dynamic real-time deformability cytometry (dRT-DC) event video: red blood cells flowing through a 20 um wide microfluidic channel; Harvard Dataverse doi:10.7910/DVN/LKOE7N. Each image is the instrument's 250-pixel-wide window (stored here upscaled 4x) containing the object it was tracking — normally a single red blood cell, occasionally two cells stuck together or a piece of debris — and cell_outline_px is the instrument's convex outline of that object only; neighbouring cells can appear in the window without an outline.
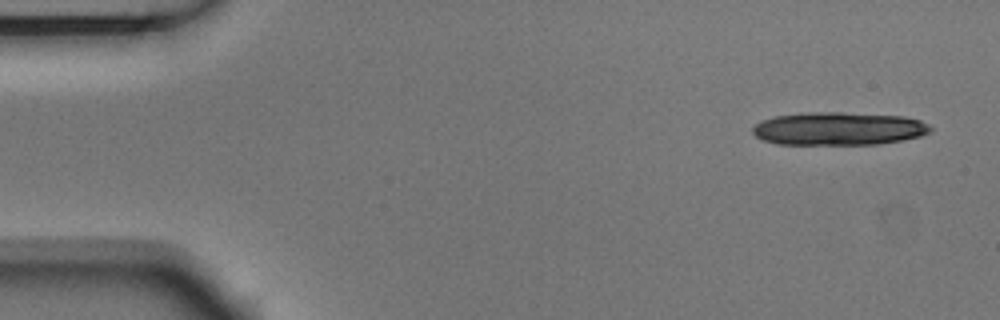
{"species": "Egyptian fruit bat (a non-hibernating species)", "species_latin": "Rousettus aegyptiacus", "temperature_condition": "room temperature", "stored_images_in_passage": 6, "camera_frame_rate_fps": 3000, "um_per_image_px": 0.085, "animal": {"sex": "male"}, "frame": {"image": 1, "passage_image": 1, "time_ms": 0.0, "image_size_px": [1000, 320], "cell_outline_px": [[932, 128], [928, 132], [920, 136], [900, 140], [876, 144], [776, 144], [764, 140], [756, 136], [752, 132], [752, 128], [756, 124], [764, 120], [776, 116], [808, 112], [840, 112], [904, 116], [920, 120], [928, 124]], "centroid_in_image_um": [71.28, 10.93], "position_along_channel_um": 13.7, "area_um2": 34.04}}
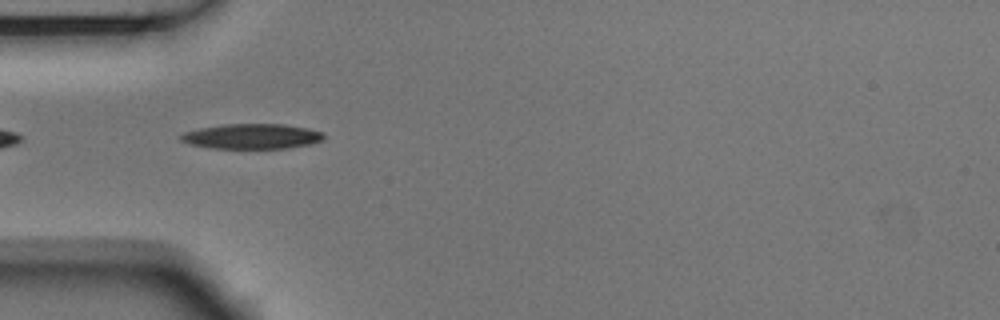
{"frame": {"image": 2, "passage_image": 5, "time_ms": 1.333, "image_size_px": [1000, 320], "cell_outline_px": [[324, 140], [312, 144], [288, 148], [212, 148], [192, 144], [180, 140], [180, 136], [184, 132], [200, 128], [224, 124], [284, 124], [308, 128], [324, 132]], "centroid_in_image_um": [21.47, 11.58], "position_along_channel_um": 63.5, "area_um2": 20.92}}
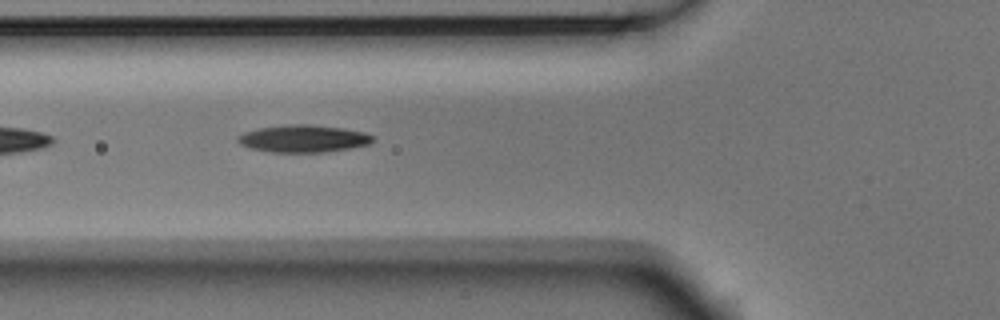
{"frame": {"image": 3, "passage_image": 6, "time_ms": 1.667, "image_size_px": [1000, 320], "cell_outline_px": [[372, 140], [368, 144], [348, 148], [324, 152], [268, 152], [252, 148], [240, 144], [236, 140], [236, 136], [244, 132], [260, 128], [288, 124], [308, 124], [344, 128], [364, 132], [372, 136]], "centroid_in_image_um": [25.73, 11.78], "position_along_channel_um": 100.1, "area_um2": 21.33}}